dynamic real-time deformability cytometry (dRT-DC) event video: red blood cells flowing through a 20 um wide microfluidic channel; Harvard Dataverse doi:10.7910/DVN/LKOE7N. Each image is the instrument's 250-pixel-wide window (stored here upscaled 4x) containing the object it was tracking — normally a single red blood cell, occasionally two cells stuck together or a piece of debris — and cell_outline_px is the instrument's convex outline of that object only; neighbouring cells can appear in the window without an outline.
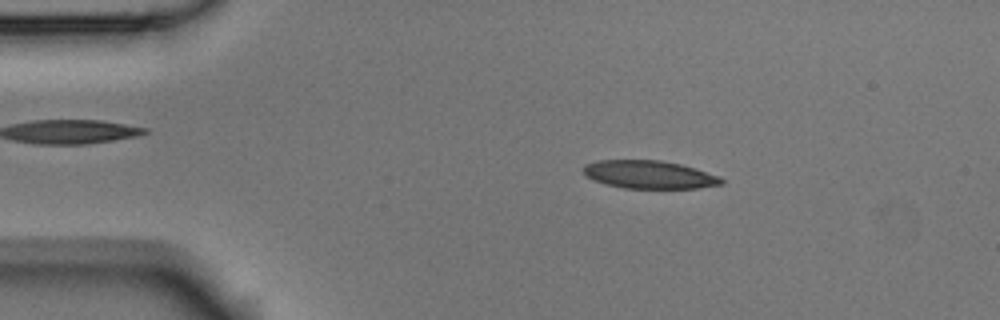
{"species": "Egyptian fruit bat (a non-hibernating species)", "species_latin": "Rousettus aegyptiacus", "temperature_condition": "room temperature", "stored_images_in_passage": 3, "camera_frame_rate_fps": 3000, "um_per_image_px": 0.085, "animal": {"sex": "male"}, "frame": {"image": 1, "passage_image": 2, "time_ms": 0.333, "image_size_px": [1000, 320], "cell_outline_px": [[724, 184], [700, 188], [624, 188], [608, 184], [584, 176], [584, 164], [596, 160], [660, 160], [680, 164], [696, 168], [720, 176], [724, 180]], "centroid_in_image_um": [55.22, 14.83], "position_along_channel_um": 29.8, "area_um2": 22.6}}